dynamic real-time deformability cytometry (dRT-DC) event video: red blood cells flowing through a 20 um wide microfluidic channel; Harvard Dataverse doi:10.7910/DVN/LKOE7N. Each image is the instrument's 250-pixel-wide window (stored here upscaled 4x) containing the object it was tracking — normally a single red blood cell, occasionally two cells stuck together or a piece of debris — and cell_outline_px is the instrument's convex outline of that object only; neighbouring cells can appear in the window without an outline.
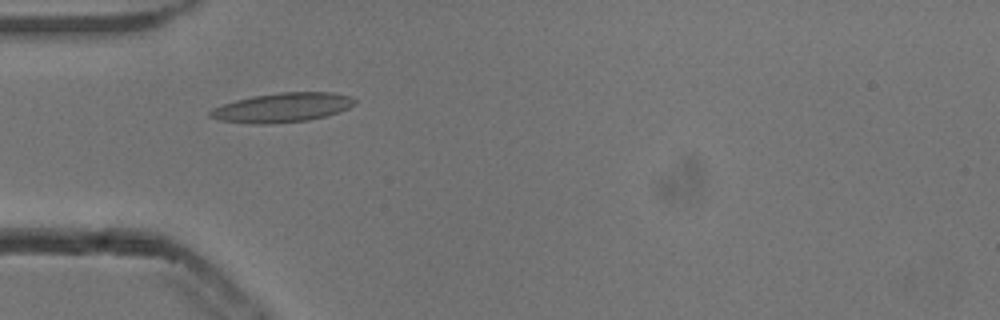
{"species": "common noctule bat (a hibernating species)", "species_latin": "Nyctalus noctula", "temperature_condition": "cold", "stored_images_in_passage": 20, "camera_frame_rate_fps": 3000, "um_per_image_px": 0.085, "animal": {"sex": "male", "body_mass_g": 13.3}, "frame": {"image": 1, "passage_image": 1, "time_ms": 0.0, "image_size_px": [1000, 320], "cell_outline_px": [[356, 104], [348, 108], [324, 116], [308, 120], [264, 124], [252, 124], [220, 120], [208, 116], [208, 112], [212, 108], [236, 100], [252, 96], [280, 92], [332, 92], [352, 96], [356, 100]], "centroid_in_image_um": [23.99, 9.13], "position_along_channel_um": 61.0, "area_um2": 24.62}}